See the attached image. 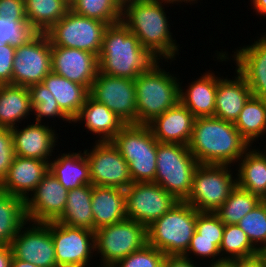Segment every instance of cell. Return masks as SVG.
<instances>
[{"mask_svg":"<svg viewBox=\"0 0 266 267\" xmlns=\"http://www.w3.org/2000/svg\"><path fill=\"white\" fill-rule=\"evenodd\" d=\"M167 4L172 6L175 3L171 0H138L122 6L121 22L161 62L164 59L167 62L176 60L180 48L170 32L169 16L167 18L165 12Z\"/></svg>","mask_w":266,"mask_h":267,"instance_id":"obj_1","label":"cell"},{"mask_svg":"<svg viewBox=\"0 0 266 267\" xmlns=\"http://www.w3.org/2000/svg\"><path fill=\"white\" fill-rule=\"evenodd\" d=\"M188 147L199 164L234 166L250 145L234 123L212 116L195 119Z\"/></svg>","mask_w":266,"mask_h":267,"instance_id":"obj_2","label":"cell"},{"mask_svg":"<svg viewBox=\"0 0 266 267\" xmlns=\"http://www.w3.org/2000/svg\"><path fill=\"white\" fill-rule=\"evenodd\" d=\"M156 61L121 21L108 25L98 56L100 73L134 80Z\"/></svg>","mask_w":266,"mask_h":267,"instance_id":"obj_3","label":"cell"},{"mask_svg":"<svg viewBox=\"0 0 266 267\" xmlns=\"http://www.w3.org/2000/svg\"><path fill=\"white\" fill-rule=\"evenodd\" d=\"M156 61L134 79L136 87L137 124L147 125L155 117L180 102V78L166 72ZM173 75V76H172Z\"/></svg>","mask_w":266,"mask_h":267,"instance_id":"obj_4","label":"cell"},{"mask_svg":"<svg viewBox=\"0 0 266 267\" xmlns=\"http://www.w3.org/2000/svg\"><path fill=\"white\" fill-rule=\"evenodd\" d=\"M197 210L179 201L147 227V244L166 256L184 255L196 229Z\"/></svg>","mask_w":266,"mask_h":267,"instance_id":"obj_5","label":"cell"},{"mask_svg":"<svg viewBox=\"0 0 266 267\" xmlns=\"http://www.w3.org/2000/svg\"><path fill=\"white\" fill-rule=\"evenodd\" d=\"M112 143L128 163L133 183L155 182L158 141L148 125L127 124Z\"/></svg>","mask_w":266,"mask_h":267,"instance_id":"obj_6","label":"cell"},{"mask_svg":"<svg viewBox=\"0 0 266 267\" xmlns=\"http://www.w3.org/2000/svg\"><path fill=\"white\" fill-rule=\"evenodd\" d=\"M198 165L187 145L158 142L155 183L178 201H185Z\"/></svg>","mask_w":266,"mask_h":267,"instance_id":"obj_7","label":"cell"},{"mask_svg":"<svg viewBox=\"0 0 266 267\" xmlns=\"http://www.w3.org/2000/svg\"><path fill=\"white\" fill-rule=\"evenodd\" d=\"M231 165L199 164L193 176L190 195L185 200L197 211L215 213L236 186Z\"/></svg>","mask_w":266,"mask_h":267,"instance_id":"obj_8","label":"cell"},{"mask_svg":"<svg viewBox=\"0 0 266 267\" xmlns=\"http://www.w3.org/2000/svg\"><path fill=\"white\" fill-rule=\"evenodd\" d=\"M95 255L100 265L113 267L117 262L147 244V227L131 219L103 226L94 231Z\"/></svg>","mask_w":266,"mask_h":267,"instance_id":"obj_9","label":"cell"},{"mask_svg":"<svg viewBox=\"0 0 266 267\" xmlns=\"http://www.w3.org/2000/svg\"><path fill=\"white\" fill-rule=\"evenodd\" d=\"M108 24L75 14L69 10L47 32L51 47L85 50L99 56Z\"/></svg>","mask_w":266,"mask_h":267,"instance_id":"obj_10","label":"cell"},{"mask_svg":"<svg viewBox=\"0 0 266 267\" xmlns=\"http://www.w3.org/2000/svg\"><path fill=\"white\" fill-rule=\"evenodd\" d=\"M50 231L57 267H91L89 262L96 257L94 231L56 221L50 222Z\"/></svg>","mask_w":266,"mask_h":267,"instance_id":"obj_11","label":"cell"},{"mask_svg":"<svg viewBox=\"0 0 266 267\" xmlns=\"http://www.w3.org/2000/svg\"><path fill=\"white\" fill-rule=\"evenodd\" d=\"M178 202L155 182H136L125 189L126 218L146 227Z\"/></svg>","mask_w":266,"mask_h":267,"instance_id":"obj_12","label":"cell"},{"mask_svg":"<svg viewBox=\"0 0 266 267\" xmlns=\"http://www.w3.org/2000/svg\"><path fill=\"white\" fill-rule=\"evenodd\" d=\"M50 72L51 42L46 33H37L27 43L15 48L13 85L29 87L42 83Z\"/></svg>","mask_w":266,"mask_h":267,"instance_id":"obj_13","label":"cell"},{"mask_svg":"<svg viewBox=\"0 0 266 267\" xmlns=\"http://www.w3.org/2000/svg\"><path fill=\"white\" fill-rule=\"evenodd\" d=\"M89 96L114 112L125 125L137 124L134 80L112 77L98 71Z\"/></svg>","mask_w":266,"mask_h":267,"instance_id":"obj_14","label":"cell"},{"mask_svg":"<svg viewBox=\"0 0 266 267\" xmlns=\"http://www.w3.org/2000/svg\"><path fill=\"white\" fill-rule=\"evenodd\" d=\"M84 150L90 167L91 184L125 190L133 183L128 163L112 141H95Z\"/></svg>","mask_w":266,"mask_h":267,"instance_id":"obj_15","label":"cell"},{"mask_svg":"<svg viewBox=\"0 0 266 267\" xmlns=\"http://www.w3.org/2000/svg\"><path fill=\"white\" fill-rule=\"evenodd\" d=\"M10 247L15 259L33 263L38 267H57L50 222L27 221L13 238Z\"/></svg>","mask_w":266,"mask_h":267,"instance_id":"obj_16","label":"cell"},{"mask_svg":"<svg viewBox=\"0 0 266 267\" xmlns=\"http://www.w3.org/2000/svg\"><path fill=\"white\" fill-rule=\"evenodd\" d=\"M68 190L48 171L25 203L26 219L34 223L56 221L65 210Z\"/></svg>","mask_w":266,"mask_h":267,"instance_id":"obj_17","label":"cell"},{"mask_svg":"<svg viewBox=\"0 0 266 267\" xmlns=\"http://www.w3.org/2000/svg\"><path fill=\"white\" fill-rule=\"evenodd\" d=\"M52 72L90 90L99 71L98 56L85 50L51 47Z\"/></svg>","mask_w":266,"mask_h":267,"instance_id":"obj_18","label":"cell"},{"mask_svg":"<svg viewBox=\"0 0 266 267\" xmlns=\"http://www.w3.org/2000/svg\"><path fill=\"white\" fill-rule=\"evenodd\" d=\"M235 50V69L246 79L252 95L266 102V33L251 45Z\"/></svg>","mask_w":266,"mask_h":267,"instance_id":"obj_19","label":"cell"},{"mask_svg":"<svg viewBox=\"0 0 266 267\" xmlns=\"http://www.w3.org/2000/svg\"><path fill=\"white\" fill-rule=\"evenodd\" d=\"M34 123L27 124L23 129H18L19 126L11 128L14 155L40 159L49 163L59 136H56L58 134L52 125L49 127L45 123Z\"/></svg>","mask_w":266,"mask_h":267,"instance_id":"obj_20","label":"cell"},{"mask_svg":"<svg viewBox=\"0 0 266 267\" xmlns=\"http://www.w3.org/2000/svg\"><path fill=\"white\" fill-rule=\"evenodd\" d=\"M48 171L47 161L14 155L0 190L25 201Z\"/></svg>","mask_w":266,"mask_h":267,"instance_id":"obj_21","label":"cell"},{"mask_svg":"<svg viewBox=\"0 0 266 267\" xmlns=\"http://www.w3.org/2000/svg\"><path fill=\"white\" fill-rule=\"evenodd\" d=\"M195 116L181 103L155 117L147 125L159 143L189 145Z\"/></svg>","mask_w":266,"mask_h":267,"instance_id":"obj_22","label":"cell"},{"mask_svg":"<svg viewBox=\"0 0 266 267\" xmlns=\"http://www.w3.org/2000/svg\"><path fill=\"white\" fill-rule=\"evenodd\" d=\"M235 71V79L218 77L214 112L215 117L231 123H235L245 103L252 96L246 79L236 69Z\"/></svg>","mask_w":266,"mask_h":267,"instance_id":"obj_23","label":"cell"},{"mask_svg":"<svg viewBox=\"0 0 266 267\" xmlns=\"http://www.w3.org/2000/svg\"><path fill=\"white\" fill-rule=\"evenodd\" d=\"M210 72L188 83L187 89L180 85V102L195 118L214 116L218 76Z\"/></svg>","mask_w":266,"mask_h":267,"instance_id":"obj_24","label":"cell"},{"mask_svg":"<svg viewBox=\"0 0 266 267\" xmlns=\"http://www.w3.org/2000/svg\"><path fill=\"white\" fill-rule=\"evenodd\" d=\"M94 231L126 219L125 190L92 185Z\"/></svg>","mask_w":266,"mask_h":267,"instance_id":"obj_25","label":"cell"},{"mask_svg":"<svg viewBox=\"0 0 266 267\" xmlns=\"http://www.w3.org/2000/svg\"><path fill=\"white\" fill-rule=\"evenodd\" d=\"M83 121L86 129H88L87 133L91 131L96 134L99 137L96 141L99 142L112 141L115 135L125 126L114 112L90 96L86 98L85 104L73 120V124Z\"/></svg>","mask_w":266,"mask_h":267,"instance_id":"obj_26","label":"cell"},{"mask_svg":"<svg viewBox=\"0 0 266 267\" xmlns=\"http://www.w3.org/2000/svg\"><path fill=\"white\" fill-rule=\"evenodd\" d=\"M253 148H249L237 162L236 185L265 200L266 148L264 151Z\"/></svg>","mask_w":266,"mask_h":267,"instance_id":"obj_27","label":"cell"},{"mask_svg":"<svg viewBox=\"0 0 266 267\" xmlns=\"http://www.w3.org/2000/svg\"><path fill=\"white\" fill-rule=\"evenodd\" d=\"M62 154V155H61ZM49 162V171L67 189L91 184L90 167L85 152L61 153ZM61 155V156H60Z\"/></svg>","mask_w":266,"mask_h":267,"instance_id":"obj_28","label":"cell"},{"mask_svg":"<svg viewBox=\"0 0 266 267\" xmlns=\"http://www.w3.org/2000/svg\"><path fill=\"white\" fill-rule=\"evenodd\" d=\"M31 96L28 87L0 85V128L17 127L32 114Z\"/></svg>","mask_w":266,"mask_h":267,"instance_id":"obj_29","label":"cell"},{"mask_svg":"<svg viewBox=\"0 0 266 267\" xmlns=\"http://www.w3.org/2000/svg\"><path fill=\"white\" fill-rule=\"evenodd\" d=\"M42 83L55 97L60 109L73 121L84 106L89 90L53 72H50Z\"/></svg>","mask_w":266,"mask_h":267,"instance_id":"obj_30","label":"cell"},{"mask_svg":"<svg viewBox=\"0 0 266 267\" xmlns=\"http://www.w3.org/2000/svg\"><path fill=\"white\" fill-rule=\"evenodd\" d=\"M92 184L68 190L67 203L56 222L67 226L82 227L94 231L92 213Z\"/></svg>","mask_w":266,"mask_h":267,"instance_id":"obj_31","label":"cell"},{"mask_svg":"<svg viewBox=\"0 0 266 267\" xmlns=\"http://www.w3.org/2000/svg\"><path fill=\"white\" fill-rule=\"evenodd\" d=\"M26 20L37 33H46L70 10V0H24Z\"/></svg>","mask_w":266,"mask_h":267,"instance_id":"obj_32","label":"cell"},{"mask_svg":"<svg viewBox=\"0 0 266 267\" xmlns=\"http://www.w3.org/2000/svg\"><path fill=\"white\" fill-rule=\"evenodd\" d=\"M234 126L252 147L256 139L258 141L259 137L261 139L266 134V102L252 95L245 103Z\"/></svg>","mask_w":266,"mask_h":267,"instance_id":"obj_33","label":"cell"},{"mask_svg":"<svg viewBox=\"0 0 266 267\" xmlns=\"http://www.w3.org/2000/svg\"><path fill=\"white\" fill-rule=\"evenodd\" d=\"M26 222L24 200L0 190V245L10 246Z\"/></svg>","mask_w":266,"mask_h":267,"instance_id":"obj_34","label":"cell"},{"mask_svg":"<svg viewBox=\"0 0 266 267\" xmlns=\"http://www.w3.org/2000/svg\"><path fill=\"white\" fill-rule=\"evenodd\" d=\"M261 201L262 199L259 196L236 185L215 214L224 225L238 224Z\"/></svg>","mask_w":266,"mask_h":267,"instance_id":"obj_35","label":"cell"},{"mask_svg":"<svg viewBox=\"0 0 266 267\" xmlns=\"http://www.w3.org/2000/svg\"><path fill=\"white\" fill-rule=\"evenodd\" d=\"M70 10L108 25L118 23L122 18V5L117 0H70Z\"/></svg>","mask_w":266,"mask_h":267,"instance_id":"obj_36","label":"cell"},{"mask_svg":"<svg viewBox=\"0 0 266 267\" xmlns=\"http://www.w3.org/2000/svg\"><path fill=\"white\" fill-rule=\"evenodd\" d=\"M31 96L32 112L36 123H43L45 118H61L63 121L73 122L59 107L55 97L43 83L33 84L28 87ZM56 117V118H55Z\"/></svg>","mask_w":266,"mask_h":267,"instance_id":"obj_37","label":"cell"},{"mask_svg":"<svg viewBox=\"0 0 266 267\" xmlns=\"http://www.w3.org/2000/svg\"><path fill=\"white\" fill-rule=\"evenodd\" d=\"M258 253L259 251L251 244L246 233L238 224L225 225L220 246V255L225 262L237 258L251 257Z\"/></svg>","mask_w":266,"mask_h":267,"instance_id":"obj_38","label":"cell"},{"mask_svg":"<svg viewBox=\"0 0 266 267\" xmlns=\"http://www.w3.org/2000/svg\"><path fill=\"white\" fill-rule=\"evenodd\" d=\"M251 244L259 251L266 252V201L262 200L238 223Z\"/></svg>","mask_w":266,"mask_h":267,"instance_id":"obj_39","label":"cell"},{"mask_svg":"<svg viewBox=\"0 0 266 267\" xmlns=\"http://www.w3.org/2000/svg\"><path fill=\"white\" fill-rule=\"evenodd\" d=\"M37 32L28 24L26 17H0V47L10 44L19 47L33 38Z\"/></svg>","mask_w":266,"mask_h":267,"instance_id":"obj_40","label":"cell"},{"mask_svg":"<svg viewBox=\"0 0 266 267\" xmlns=\"http://www.w3.org/2000/svg\"><path fill=\"white\" fill-rule=\"evenodd\" d=\"M166 255L146 244L140 250L117 262L113 267H163Z\"/></svg>","mask_w":266,"mask_h":267,"instance_id":"obj_41","label":"cell"},{"mask_svg":"<svg viewBox=\"0 0 266 267\" xmlns=\"http://www.w3.org/2000/svg\"><path fill=\"white\" fill-rule=\"evenodd\" d=\"M224 229L225 225L215 213L197 211V239L215 240V244L220 248Z\"/></svg>","mask_w":266,"mask_h":267,"instance_id":"obj_42","label":"cell"},{"mask_svg":"<svg viewBox=\"0 0 266 267\" xmlns=\"http://www.w3.org/2000/svg\"><path fill=\"white\" fill-rule=\"evenodd\" d=\"M188 254L190 256L194 254L193 256H196L199 259L201 257L202 260L203 258L205 259V257L206 259L212 258L208 267H221L225 266L226 263L220 255V248L215 244V240L197 239L196 231L191 238L187 252L183 256L189 257Z\"/></svg>","mask_w":266,"mask_h":267,"instance_id":"obj_43","label":"cell"},{"mask_svg":"<svg viewBox=\"0 0 266 267\" xmlns=\"http://www.w3.org/2000/svg\"><path fill=\"white\" fill-rule=\"evenodd\" d=\"M14 158L13 136L9 128H0V184Z\"/></svg>","mask_w":266,"mask_h":267,"instance_id":"obj_44","label":"cell"},{"mask_svg":"<svg viewBox=\"0 0 266 267\" xmlns=\"http://www.w3.org/2000/svg\"><path fill=\"white\" fill-rule=\"evenodd\" d=\"M15 47L7 44L0 47V85H13V61Z\"/></svg>","mask_w":266,"mask_h":267,"instance_id":"obj_45","label":"cell"},{"mask_svg":"<svg viewBox=\"0 0 266 267\" xmlns=\"http://www.w3.org/2000/svg\"><path fill=\"white\" fill-rule=\"evenodd\" d=\"M26 17L24 0H0V17Z\"/></svg>","mask_w":266,"mask_h":267,"instance_id":"obj_46","label":"cell"},{"mask_svg":"<svg viewBox=\"0 0 266 267\" xmlns=\"http://www.w3.org/2000/svg\"><path fill=\"white\" fill-rule=\"evenodd\" d=\"M226 267H266V252H259L258 254L230 260L225 263Z\"/></svg>","mask_w":266,"mask_h":267,"instance_id":"obj_47","label":"cell"},{"mask_svg":"<svg viewBox=\"0 0 266 267\" xmlns=\"http://www.w3.org/2000/svg\"><path fill=\"white\" fill-rule=\"evenodd\" d=\"M192 260L191 257L179 256H166L163 267H202ZM207 267V266H205Z\"/></svg>","mask_w":266,"mask_h":267,"instance_id":"obj_48","label":"cell"},{"mask_svg":"<svg viewBox=\"0 0 266 267\" xmlns=\"http://www.w3.org/2000/svg\"><path fill=\"white\" fill-rule=\"evenodd\" d=\"M12 249L9 245H0V267H11Z\"/></svg>","mask_w":266,"mask_h":267,"instance_id":"obj_49","label":"cell"},{"mask_svg":"<svg viewBox=\"0 0 266 267\" xmlns=\"http://www.w3.org/2000/svg\"><path fill=\"white\" fill-rule=\"evenodd\" d=\"M252 8L255 10L257 15L266 17V0H251Z\"/></svg>","mask_w":266,"mask_h":267,"instance_id":"obj_50","label":"cell"},{"mask_svg":"<svg viewBox=\"0 0 266 267\" xmlns=\"http://www.w3.org/2000/svg\"><path fill=\"white\" fill-rule=\"evenodd\" d=\"M11 267H38V266H36L33 263L25 262L20 259H15L14 257H12Z\"/></svg>","mask_w":266,"mask_h":267,"instance_id":"obj_51","label":"cell"},{"mask_svg":"<svg viewBox=\"0 0 266 267\" xmlns=\"http://www.w3.org/2000/svg\"><path fill=\"white\" fill-rule=\"evenodd\" d=\"M173 3H175V4H178V3H182V2H185V3H190V5L193 3V4H195V2L196 3H198L197 2V0H171Z\"/></svg>","mask_w":266,"mask_h":267,"instance_id":"obj_52","label":"cell"},{"mask_svg":"<svg viewBox=\"0 0 266 267\" xmlns=\"http://www.w3.org/2000/svg\"><path fill=\"white\" fill-rule=\"evenodd\" d=\"M117 1L123 6L125 3L131 2V1H138V0H117Z\"/></svg>","mask_w":266,"mask_h":267,"instance_id":"obj_53","label":"cell"}]
</instances>
